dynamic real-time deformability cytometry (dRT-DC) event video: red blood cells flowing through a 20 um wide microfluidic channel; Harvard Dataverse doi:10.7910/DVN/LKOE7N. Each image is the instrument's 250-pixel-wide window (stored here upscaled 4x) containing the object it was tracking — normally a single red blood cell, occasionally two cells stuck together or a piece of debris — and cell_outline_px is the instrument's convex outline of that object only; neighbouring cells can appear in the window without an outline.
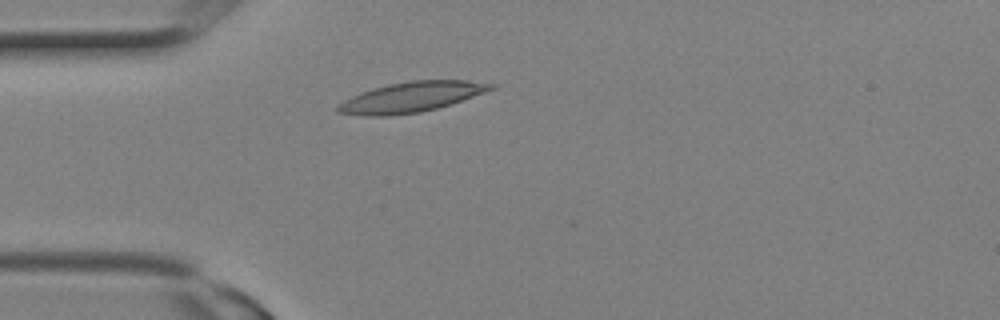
{"species": "Egyptian fruit bat (a non-hibernating species)", "species_latin": "Rousettus aegyptiacus", "temperature_condition": "room temperature", "stored_images_in_passage": 3, "camera_frame_rate_fps": 3000, "um_per_image_px": 0.085, "animal": {"sex": "female"}, "frame": {"image": 1, "passage_image": 3, "time_ms": 0.667, "image_size_px": [1000, 320], "cell_outline_px": [[496, 88], [436, 108], [420, 112], [388, 116], [368, 116], [336, 112], [336, 108], [344, 100], [360, 92], [388, 84], [412, 80], [468, 80], [496, 84]], "centroid_in_image_um": [34.94, 8.24], "position_along_channel_um": 50.1, "area_um2": 26.59}}